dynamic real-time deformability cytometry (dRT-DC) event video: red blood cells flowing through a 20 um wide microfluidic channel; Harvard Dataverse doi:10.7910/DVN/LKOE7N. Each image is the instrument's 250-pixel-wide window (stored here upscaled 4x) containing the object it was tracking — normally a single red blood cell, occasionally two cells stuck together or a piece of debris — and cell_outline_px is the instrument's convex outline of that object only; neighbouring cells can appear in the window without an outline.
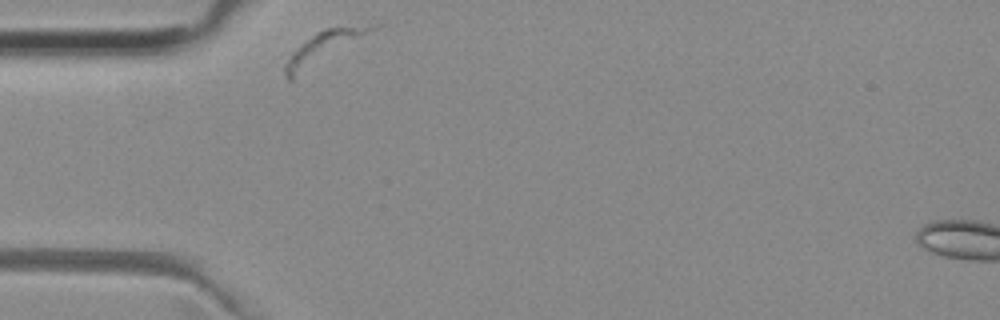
{"species": "common noctule bat (a hibernating species)", "species_latin": "Nyctalus noctula", "temperature_condition": "room temperature", "stored_images_in_passage": 30, "segment_of_instrument_passage": [1, 2], "camera_frame_rate_fps": 3000, "um_per_image_px": 0.085, "animal": {"sex": "female", "body_mass_g": 29.2, "forearm_length_mm": 56.3}, "frame": {"image": 1, "passage_image": 1, "time_ms": 0.0, "image_size_px": [1000, 320], "cell_outline_px": [[384, 24], [292, 80], [288, 80], [284, 72], [284, 64], [292, 52], [316, 32], [324, 28], [376, 24]], "centroid_in_image_um": [27.5, 4.04], "position_along_channel_um": 57.5, "area_um2": 15.55}}
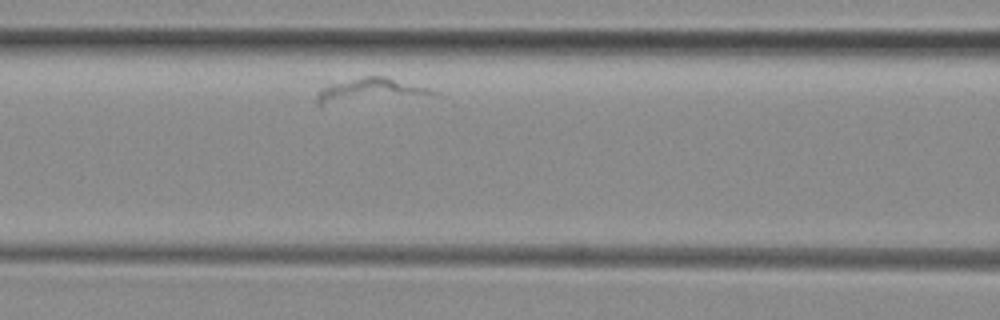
{"frame": {"image": 2, "passage_image": 9, "time_ms": 2.667, "image_size_px": [1000, 320], "cell_outline_px": [[444, 96], [320, 108], [316, 104], [316, 92], [332, 84], [364, 76], [384, 76], [428, 88], [440, 92]], "centroid_in_image_um": [31.52, 7.81], "position_along_channel_um": 135.1, "area_um2": 18.21}}
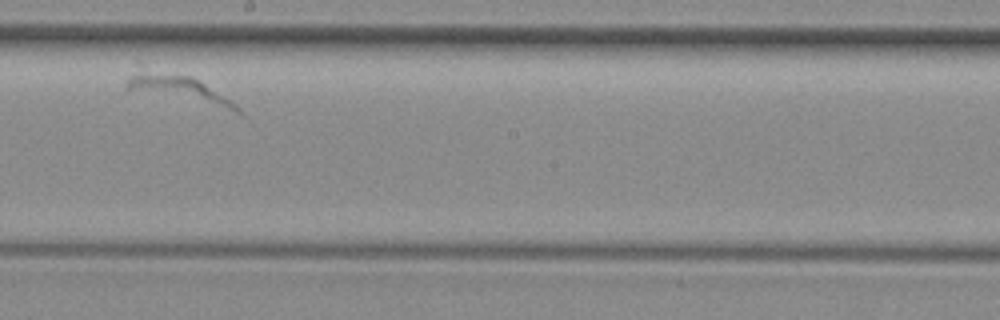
{"frame": {"image": 3, "passage_image": 18, "time_ms": 5.667, "image_size_px": [1000, 320], "cell_outline_px": [[244, 116], [128, 92], [124, 88], [124, 84], [132, 60], [140, 60], [192, 76], [200, 80], [240, 108], [244, 112]], "centroid_in_image_um": [14.89, 7.45], "position_along_channel_um": 233.3, "area_um2": 21.73}}